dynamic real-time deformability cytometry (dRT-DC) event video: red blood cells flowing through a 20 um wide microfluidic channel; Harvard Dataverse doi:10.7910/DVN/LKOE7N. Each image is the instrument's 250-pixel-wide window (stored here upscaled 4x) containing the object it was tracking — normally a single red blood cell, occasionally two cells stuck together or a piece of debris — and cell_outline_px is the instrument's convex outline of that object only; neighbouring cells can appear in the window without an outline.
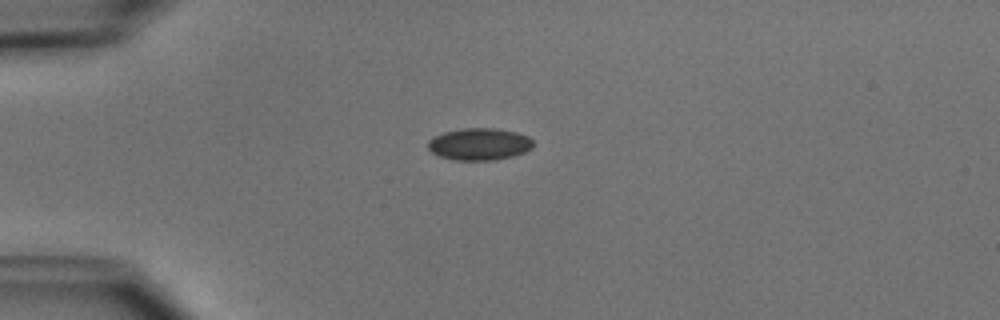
{"species": "common noctule bat (a hibernating species)", "species_latin": "Nyctalus noctula", "temperature_condition": "cold", "stored_images_in_passage": 4, "camera_frame_rate_fps": 3000, "um_per_image_px": 0.085, "animal": {"sex": "male", "body_mass_g": 15.6}, "frame": {"image": 1, "passage_image": 3, "time_ms": 2.667, "image_size_px": [1000, 320], "cell_outline_px": [[532, 148], [524, 152], [512, 156], [492, 160], [452, 160], [440, 156], [432, 152], [428, 148], [428, 140], [444, 132], [464, 128], [492, 128], [516, 132], [528, 136], [532, 140]], "centroid_in_image_um": [40.73, 12.25], "position_along_channel_um": 44.3, "area_um2": 19.48}}